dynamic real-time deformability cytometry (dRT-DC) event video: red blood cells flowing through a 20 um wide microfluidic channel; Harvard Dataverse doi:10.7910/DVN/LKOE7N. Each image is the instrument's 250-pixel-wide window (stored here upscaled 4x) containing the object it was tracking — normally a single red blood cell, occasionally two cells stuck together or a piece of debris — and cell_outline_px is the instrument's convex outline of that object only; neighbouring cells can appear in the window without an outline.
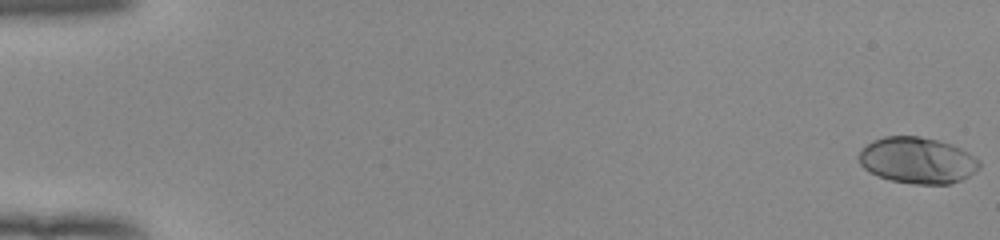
{"species": "human", "species_latin": "Homo sapiens", "temperature_condition": "room temperature", "stored_images_in_passage": 54, "camera_frame_rate_fps": 3000, "um_per_image_px": 0.085, "donor": {"sex": "female"}, "frame": {"image": 1, "passage_image": 1, "time_ms": 0.0, "image_size_px": [1000, 240], "cell_outline_px": [[980, 168], [968, 176], [960, 180], [948, 184], [916, 184], [892, 180], [880, 176], [864, 168], [860, 164], [860, 152], [872, 140], [884, 136], [920, 136], [940, 140], [952, 144], [968, 152], [980, 160]], "centroid_in_image_um": [78.02, 13.61], "position_along_channel_um": 7.0, "area_um2": 32.31}}
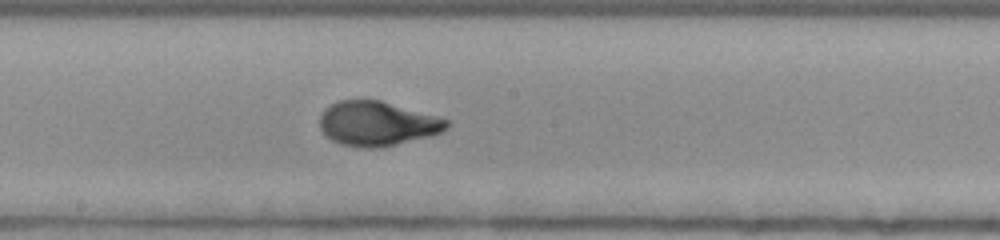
{"frame": {"image": 2, "passage_image": 31, "time_ms": 10.0, "image_size_px": [1000, 240], "cell_outline_px": [[448, 128], [444, 132], [380, 148], [364, 148], [340, 144], [332, 140], [320, 128], [320, 116], [324, 108], [336, 100], [380, 100], [436, 116], [448, 120]], "centroid_in_image_um": [32.04, 10.5], "position_along_channel_um": 216.2, "area_um2": 32.77}}
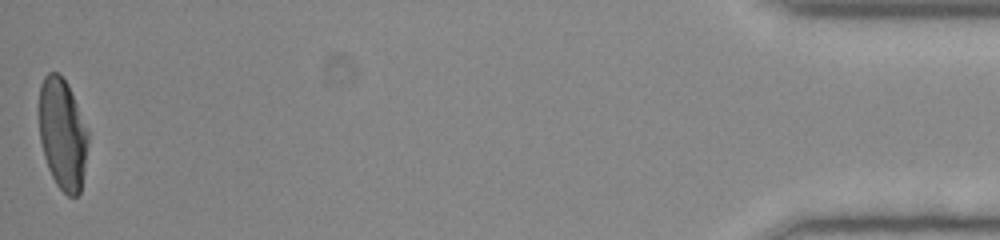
{"frame": {"image": 3, "passage_image": 54, "time_ms": 17.667, "image_size_px": [1000, 240], "cell_outline_px": [[88, 144], [80, 192], [76, 196], [68, 196], [56, 184], [48, 168], [44, 156], [40, 140], [40, 84], [44, 76], [48, 72], [56, 72], [68, 84], [88, 132]], "centroid_in_image_um": [5.31, 11.39], "position_along_channel_um": 429.9, "area_um2": 31.27}, "authors_computed_cell_mechanics": {"area_um2": 31.8189, "velocity_mm_per_s": 3.927, "shape_relaxation_time_tau1_ms": 3.9106, "shape_relaxation_time_tau2_ms": null, "deformation_change_tau1": 0.1901, "deformation_change_tau2": null}}